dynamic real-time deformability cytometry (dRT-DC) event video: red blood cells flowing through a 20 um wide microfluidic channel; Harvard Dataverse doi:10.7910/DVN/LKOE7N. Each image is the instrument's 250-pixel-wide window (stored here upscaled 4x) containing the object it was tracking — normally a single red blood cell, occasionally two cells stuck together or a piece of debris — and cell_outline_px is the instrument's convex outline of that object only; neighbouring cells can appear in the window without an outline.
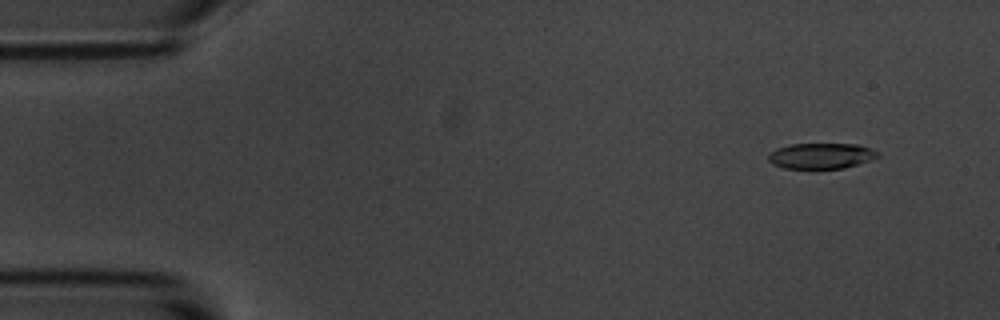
{"species": "common noctule bat (a hibernating species)", "species_latin": "Nyctalus noctula", "temperature_condition": "room temperature", "stored_images_in_passage": 5, "camera_frame_rate_fps": 3000, "um_per_image_px": 0.085, "animal": {"sex": "male", "body_mass_g": 20.1, "forearm_length_mm": 53.5}, "frame": {"image": 1, "passage_image": 2, "time_ms": 1.333, "image_size_px": [1000, 320], "cell_outline_px": [[880, 156], [844, 168], [784, 168], [772, 164], [768, 160], [768, 152], [776, 148], [792, 144], [860, 144], [876, 152]], "centroid_in_image_um": [69.72, 13.24], "position_along_channel_um": 15.3, "area_um2": 16.18}}
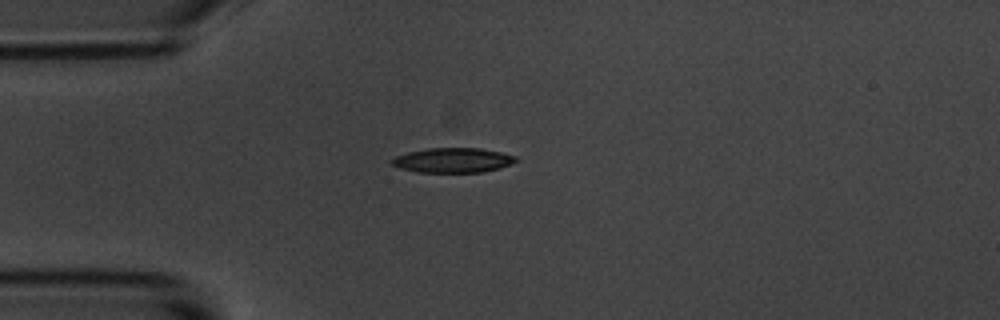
{"frame": {"image": 2, "passage_image": 5, "time_ms": 4.667, "image_size_px": [1000, 320], "cell_outline_px": [[520, 160], [512, 164], [500, 168], [480, 172], [416, 172], [400, 168], [392, 164], [388, 160], [396, 156], [408, 152], [428, 148], [480, 148], [500, 152], [516, 156]], "centroid_in_image_um": [38.51, 13.62], "position_along_channel_um": 46.5, "area_um2": 17.98}}